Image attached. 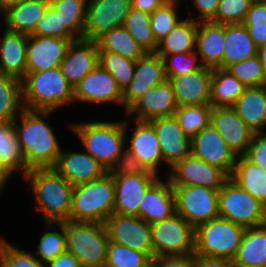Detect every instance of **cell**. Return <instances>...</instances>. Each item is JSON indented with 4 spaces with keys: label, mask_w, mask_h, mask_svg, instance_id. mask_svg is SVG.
Segmentation results:
<instances>
[{
    "label": "cell",
    "mask_w": 266,
    "mask_h": 267,
    "mask_svg": "<svg viewBox=\"0 0 266 267\" xmlns=\"http://www.w3.org/2000/svg\"><path fill=\"white\" fill-rule=\"evenodd\" d=\"M152 267H193V255L159 256L152 259Z\"/></svg>",
    "instance_id": "55"
},
{
    "label": "cell",
    "mask_w": 266,
    "mask_h": 267,
    "mask_svg": "<svg viewBox=\"0 0 266 267\" xmlns=\"http://www.w3.org/2000/svg\"><path fill=\"white\" fill-rule=\"evenodd\" d=\"M95 41L98 52L116 53L135 61L146 54L124 26L103 33Z\"/></svg>",
    "instance_id": "37"
},
{
    "label": "cell",
    "mask_w": 266,
    "mask_h": 267,
    "mask_svg": "<svg viewBox=\"0 0 266 267\" xmlns=\"http://www.w3.org/2000/svg\"><path fill=\"white\" fill-rule=\"evenodd\" d=\"M0 35V73L19 79L26 76V48L28 36L2 28Z\"/></svg>",
    "instance_id": "28"
},
{
    "label": "cell",
    "mask_w": 266,
    "mask_h": 267,
    "mask_svg": "<svg viewBox=\"0 0 266 267\" xmlns=\"http://www.w3.org/2000/svg\"><path fill=\"white\" fill-rule=\"evenodd\" d=\"M172 186L176 213L194 228L219 217L218 190L200 185Z\"/></svg>",
    "instance_id": "10"
},
{
    "label": "cell",
    "mask_w": 266,
    "mask_h": 267,
    "mask_svg": "<svg viewBox=\"0 0 266 267\" xmlns=\"http://www.w3.org/2000/svg\"><path fill=\"white\" fill-rule=\"evenodd\" d=\"M253 3L254 2H266V0H251Z\"/></svg>",
    "instance_id": "64"
},
{
    "label": "cell",
    "mask_w": 266,
    "mask_h": 267,
    "mask_svg": "<svg viewBox=\"0 0 266 267\" xmlns=\"http://www.w3.org/2000/svg\"><path fill=\"white\" fill-rule=\"evenodd\" d=\"M167 79L162 57L156 53H146L135 64L134 76L123 92V112L126 111L149 89Z\"/></svg>",
    "instance_id": "19"
},
{
    "label": "cell",
    "mask_w": 266,
    "mask_h": 267,
    "mask_svg": "<svg viewBox=\"0 0 266 267\" xmlns=\"http://www.w3.org/2000/svg\"><path fill=\"white\" fill-rule=\"evenodd\" d=\"M171 185H200L219 190L230 176L192 153L176 162L167 173Z\"/></svg>",
    "instance_id": "13"
},
{
    "label": "cell",
    "mask_w": 266,
    "mask_h": 267,
    "mask_svg": "<svg viewBox=\"0 0 266 267\" xmlns=\"http://www.w3.org/2000/svg\"><path fill=\"white\" fill-rule=\"evenodd\" d=\"M46 267H82L78 258L68 251L60 253L55 259L46 263Z\"/></svg>",
    "instance_id": "57"
},
{
    "label": "cell",
    "mask_w": 266,
    "mask_h": 267,
    "mask_svg": "<svg viewBox=\"0 0 266 267\" xmlns=\"http://www.w3.org/2000/svg\"><path fill=\"white\" fill-rule=\"evenodd\" d=\"M165 0H131V8L152 13L156 8L162 7Z\"/></svg>",
    "instance_id": "58"
},
{
    "label": "cell",
    "mask_w": 266,
    "mask_h": 267,
    "mask_svg": "<svg viewBox=\"0 0 266 267\" xmlns=\"http://www.w3.org/2000/svg\"><path fill=\"white\" fill-rule=\"evenodd\" d=\"M150 16V13L131 8L123 26L146 53H155L158 43L150 26Z\"/></svg>",
    "instance_id": "42"
},
{
    "label": "cell",
    "mask_w": 266,
    "mask_h": 267,
    "mask_svg": "<svg viewBox=\"0 0 266 267\" xmlns=\"http://www.w3.org/2000/svg\"><path fill=\"white\" fill-rule=\"evenodd\" d=\"M243 24L257 47L266 44V2H254Z\"/></svg>",
    "instance_id": "48"
},
{
    "label": "cell",
    "mask_w": 266,
    "mask_h": 267,
    "mask_svg": "<svg viewBox=\"0 0 266 267\" xmlns=\"http://www.w3.org/2000/svg\"><path fill=\"white\" fill-rule=\"evenodd\" d=\"M230 178L266 207L265 170L253 164L244 155H239Z\"/></svg>",
    "instance_id": "35"
},
{
    "label": "cell",
    "mask_w": 266,
    "mask_h": 267,
    "mask_svg": "<svg viewBox=\"0 0 266 267\" xmlns=\"http://www.w3.org/2000/svg\"><path fill=\"white\" fill-rule=\"evenodd\" d=\"M24 109L22 80L0 73V122L13 121Z\"/></svg>",
    "instance_id": "38"
},
{
    "label": "cell",
    "mask_w": 266,
    "mask_h": 267,
    "mask_svg": "<svg viewBox=\"0 0 266 267\" xmlns=\"http://www.w3.org/2000/svg\"><path fill=\"white\" fill-rule=\"evenodd\" d=\"M77 39L28 36L26 72H39L59 67L68 48Z\"/></svg>",
    "instance_id": "17"
},
{
    "label": "cell",
    "mask_w": 266,
    "mask_h": 267,
    "mask_svg": "<svg viewBox=\"0 0 266 267\" xmlns=\"http://www.w3.org/2000/svg\"><path fill=\"white\" fill-rule=\"evenodd\" d=\"M157 174L116 175L114 213L139 216V204L146 189L158 178Z\"/></svg>",
    "instance_id": "24"
},
{
    "label": "cell",
    "mask_w": 266,
    "mask_h": 267,
    "mask_svg": "<svg viewBox=\"0 0 266 267\" xmlns=\"http://www.w3.org/2000/svg\"><path fill=\"white\" fill-rule=\"evenodd\" d=\"M212 69L202 66L187 74L167 78L173 87L178 105L210 104Z\"/></svg>",
    "instance_id": "25"
},
{
    "label": "cell",
    "mask_w": 266,
    "mask_h": 267,
    "mask_svg": "<svg viewBox=\"0 0 266 267\" xmlns=\"http://www.w3.org/2000/svg\"><path fill=\"white\" fill-rule=\"evenodd\" d=\"M192 5L185 3L186 16L194 21H211L217 13L220 0H190ZM195 9V11H194ZM196 13H194V12ZM195 16V17H194Z\"/></svg>",
    "instance_id": "53"
},
{
    "label": "cell",
    "mask_w": 266,
    "mask_h": 267,
    "mask_svg": "<svg viewBox=\"0 0 266 267\" xmlns=\"http://www.w3.org/2000/svg\"><path fill=\"white\" fill-rule=\"evenodd\" d=\"M26 0H0V14L5 11L10 6H13L18 3H22Z\"/></svg>",
    "instance_id": "60"
},
{
    "label": "cell",
    "mask_w": 266,
    "mask_h": 267,
    "mask_svg": "<svg viewBox=\"0 0 266 267\" xmlns=\"http://www.w3.org/2000/svg\"><path fill=\"white\" fill-rule=\"evenodd\" d=\"M23 103L29 110H60L74 104V87L59 67L26 72L22 79ZM69 105V106H68Z\"/></svg>",
    "instance_id": "4"
},
{
    "label": "cell",
    "mask_w": 266,
    "mask_h": 267,
    "mask_svg": "<svg viewBox=\"0 0 266 267\" xmlns=\"http://www.w3.org/2000/svg\"><path fill=\"white\" fill-rule=\"evenodd\" d=\"M74 103L82 105L116 104L123 107V92L114 77L97 64L83 79L74 86Z\"/></svg>",
    "instance_id": "12"
},
{
    "label": "cell",
    "mask_w": 266,
    "mask_h": 267,
    "mask_svg": "<svg viewBox=\"0 0 266 267\" xmlns=\"http://www.w3.org/2000/svg\"><path fill=\"white\" fill-rule=\"evenodd\" d=\"M31 35L77 39L66 27H61L58 12L51 5L48 6L46 13L38 21Z\"/></svg>",
    "instance_id": "51"
},
{
    "label": "cell",
    "mask_w": 266,
    "mask_h": 267,
    "mask_svg": "<svg viewBox=\"0 0 266 267\" xmlns=\"http://www.w3.org/2000/svg\"><path fill=\"white\" fill-rule=\"evenodd\" d=\"M179 3L166 2L162 7L156 8L150 16V26L153 30L154 39L160 42L182 20Z\"/></svg>",
    "instance_id": "45"
},
{
    "label": "cell",
    "mask_w": 266,
    "mask_h": 267,
    "mask_svg": "<svg viewBox=\"0 0 266 267\" xmlns=\"http://www.w3.org/2000/svg\"><path fill=\"white\" fill-rule=\"evenodd\" d=\"M124 116L125 148L133 153L147 170L158 176L163 166L160 144L154 127L148 121H138ZM130 120V121H129ZM130 122L132 123V127ZM134 122V123H133ZM133 129L129 135V130ZM129 135V136H128ZM131 136V137H130Z\"/></svg>",
    "instance_id": "11"
},
{
    "label": "cell",
    "mask_w": 266,
    "mask_h": 267,
    "mask_svg": "<svg viewBox=\"0 0 266 267\" xmlns=\"http://www.w3.org/2000/svg\"><path fill=\"white\" fill-rule=\"evenodd\" d=\"M115 185L107 172L102 177L74 186L69 220L104 223L114 213Z\"/></svg>",
    "instance_id": "5"
},
{
    "label": "cell",
    "mask_w": 266,
    "mask_h": 267,
    "mask_svg": "<svg viewBox=\"0 0 266 267\" xmlns=\"http://www.w3.org/2000/svg\"><path fill=\"white\" fill-rule=\"evenodd\" d=\"M50 5L58 12L61 27H66L77 39H83L87 0H55Z\"/></svg>",
    "instance_id": "40"
},
{
    "label": "cell",
    "mask_w": 266,
    "mask_h": 267,
    "mask_svg": "<svg viewBox=\"0 0 266 267\" xmlns=\"http://www.w3.org/2000/svg\"><path fill=\"white\" fill-rule=\"evenodd\" d=\"M104 224L109 241L145 252L153 259L150 224L142 218L113 213Z\"/></svg>",
    "instance_id": "15"
},
{
    "label": "cell",
    "mask_w": 266,
    "mask_h": 267,
    "mask_svg": "<svg viewBox=\"0 0 266 267\" xmlns=\"http://www.w3.org/2000/svg\"><path fill=\"white\" fill-rule=\"evenodd\" d=\"M244 156L253 164L266 171V132L254 134Z\"/></svg>",
    "instance_id": "54"
},
{
    "label": "cell",
    "mask_w": 266,
    "mask_h": 267,
    "mask_svg": "<svg viewBox=\"0 0 266 267\" xmlns=\"http://www.w3.org/2000/svg\"><path fill=\"white\" fill-rule=\"evenodd\" d=\"M234 267H255V266H241V265H234Z\"/></svg>",
    "instance_id": "65"
},
{
    "label": "cell",
    "mask_w": 266,
    "mask_h": 267,
    "mask_svg": "<svg viewBox=\"0 0 266 267\" xmlns=\"http://www.w3.org/2000/svg\"><path fill=\"white\" fill-rule=\"evenodd\" d=\"M233 262L234 265L266 267V223L245 229Z\"/></svg>",
    "instance_id": "33"
},
{
    "label": "cell",
    "mask_w": 266,
    "mask_h": 267,
    "mask_svg": "<svg viewBox=\"0 0 266 267\" xmlns=\"http://www.w3.org/2000/svg\"><path fill=\"white\" fill-rule=\"evenodd\" d=\"M53 113H56L55 110L25 108L13 120L25 162L30 170L53 168L62 150L56 132L49 124Z\"/></svg>",
    "instance_id": "1"
},
{
    "label": "cell",
    "mask_w": 266,
    "mask_h": 267,
    "mask_svg": "<svg viewBox=\"0 0 266 267\" xmlns=\"http://www.w3.org/2000/svg\"><path fill=\"white\" fill-rule=\"evenodd\" d=\"M173 87L168 79L149 89L125 113L131 119L150 121L159 117L174 116L178 107Z\"/></svg>",
    "instance_id": "18"
},
{
    "label": "cell",
    "mask_w": 266,
    "mask_h": 267,
    "mask_svg": "<svg viewBox=\"0 0 266 267\" xmlns=\"http://www.w3.org/2000/svg\"><path fill=\"white\" fill-rule=\"evenodd\" d=\"M193 267H234L229 259L193 254Z\"/></svg>",
    "instance_id": "56"
},
{
    "label": "cell",
    "mask_w": 266,
    "mask_h": 267,
    "mask_svg": "<svg viewBox=\"0 0 266 267\" xmlns=\"http://www.w3.org/2000/svg\"><path fill=\"white\" fill-rule=\"evenodd\" d=\"M160 56L164 63L167 78L187 74L203 66L196 51Z\"/></svg>",
    "instance_id": "49"
},
{
    "label": "cell",
    "mask_w": 266,
    "mask_h": 267,
    "mask_svg": "<svg viewBox=\"0 0 266 267\" xmlns=\"http://www.w3.org/2000/svg\"><path fill=\"white\" fill-rule=\"evenodd\" d=\"M225 25L213 21L197 22L195 51L203 66L223 68Z\"/></svg>",
    "instance_id": "27"
},
{
    "label": "cell",
    "mask_w": 266,
    "mask_h": 267,
    "mask_svg": "<svg viewBox=\"0 0 266 267\" xmlns=\"http://www.w3.org/2000/svg\"><path fill=\"white\" fill-rule=\"evenodd\" d=\"M68 122L83 150L97 160L107 172L125 149L124 119Z\"/></svg>",
    "instance_id": "3"
},
{
    "label": "cell",
    "mask_w": 266,
    "mask_h": 267,
    "mask_svg": "<svg viewBox=\"0 0 266 267\" xmlns=\"http://www.w3.org/2000/svg\"><path fill=\"white\" fill-rule=\"evenodd\" d=\"M166 178V179H165ZM159 176L144 192L139 217L151 224L176 213L175 193L168 178Z\"/></svg>",
    "instance_id": "22"
},
{
    "label": "cell",
    "mask_w": 266,
    "mask_h": 267,
    "mask_svg": "<svg viewBox=\"0 0 266 267\" xmlns=\"http://www.w3.org/2000/svg\"><path fill=\"white\" fill-rule=\"evenodd\" d=\"M98 64L114 77L124 92L134 76L136 61L116 53L98 52Z\"/></svg>",
    "instance_id": "43"
},
{
    "label": "cell",
    "mask_w": 266,
    "mask_h": 267,
    "mask_svg": "<svg viewBox=\"0 0 266 267\" xmlns=\"http://www.w3.org/2000/svg\"><path fill=\"white\" fill-rule=\"evenodd\" d=\"M43 224L44 232L39 236L36 250L32 253L40 262L46 264L66 251V236L61 222H43Z\"/></svg>",
    "instance_id": "39"
},
{
    "label": "cell",
    "mask_w": 266,
    "mask_h": 267,
    "mask_svg": "<svg viewBox=\"0 0 266 267\" xmlns=\"http://www.w3.org/2000/svg\"><path fill=\"white\" fill-rule=\"evenodd\" d=\"M148 122L156 132L163 166L166 164L168 168L166 173H168L169 168L191 153V139L185 134L174 116L159 117Z\"/></svg>",
    "instance_id": "20"
},
{
    "label": "cell",
    "mask_w": 266,
    "mask_h": 267,
    "mask_svg": "<svg viewBox=\"0 0 266 267\" xmlns=\"http://www.w3.org/2000/svg\"><path fill=\"white\" fill-rule=\"evenodd\" d=\"M211 124L237 155H244L255 132L232 107H212Z\"/></svg>",
    "instance_id": "21"
},
{
    "label": "cell",
    "mask_w": 266,
    "mask_h": 267,
    "mask_svg": "<svg viewBox=\"0 0 266 267\" xmlns=\"http://www.w3.org/2000/svg\"><path fill=\"white\" fill-rule=\"evenodd\" d=\"M150 229L153 258L194 254L195 228L177 213L151 223Z\"/></svg>",
    "instance_id": "9"
},
{
    "label": "cell",
    "mask_w": 266,
    "mask_h": 267,
    "mask_svg": "<svg viewBox=\"0 0 266 267\" xmlns=\"http://www.w3.org/2000/svg\"><path fill=\"white\" fill-rule=\"evenodd\" d=\"M262 86H263L264 89L266 90V69H265L264 81H263Z\"/></svg>",
    "instance_id": "63"
},
{
    "label": "cell",
    "mask_w": 266,
    "mask_h": 267,
    "mask_svg": "<svg viewBox=\"0 0 266 267\" xmlns=\"http://www.w3.org/2000/svg\"><path fill=\"white\" fill-rule=\"evenodd\" d=\"M218 210L219 217L245 228L266 223V207L231 178L218 190Z\"/></svg>",
    "instance_id": "8"
},
{
    "label": "cell",
    "mask_w": 266,
    "mask_h": 267,
    "mask_svg": "<svg viewBox=\"0 0 266 267\" xmlns=\"http://www.w3.org/2000/svg\"><path fill=\"white\" fill-rule=\"evenodd\" d=\"M191 153L206 163L223 169L229 176L233 173L238 157L212 124L191 139Z\"/></svg>",
    "instance_id": "16"
},
{
    "label": "cell",
    "mask_w": 266,
    "mask_h": 267,
    "mask_svg": "<svg viewBox=\"0 0 266 267\" xmlns=\"http://www.w3.org/2000/svg\"><path fill=\"white\" fill-rule=\"evenodd\" d=\"M53 168L73 186L93 181L107 173L86 151H67L63 147Z\"/></svg>",
    "instance_id": "23"
},
{
    "label": "cell",
    "mask_w": 266,
    "mask_h": 267,
    "mask_svg": "<svg viewBox=\"0 0 266 267\" xmlns=\"http://www.w3.org/2000/svg\"><path fill=\"white\" fill-rule=\"evenodd\" d=\"M184 17L165 38L158 42L156 54L172 55L195 51L197 21L185 15Z\"/></svg>",
    "instance_id": "36"
},
{
    "label": "cell",
    "mask_w": 266,
    "mask_h": 267,
    "mask_svg": "<svg viewBox=\"0 0 266 267\" xmlns=\"http://www.w3.org/2000/svg\"><path fill=\"white\" fill-rule=\"evenodd\" d=\"M50 3L45 0H26L10 6L0 14L6 30L31 35Z\"/></svg>",
    "instance_id": "29"
},
{
    "label": "cell",
    "mask_w": 266,
    "mask_h": 267,
    "mask_svg": "<svg viewBox=\"0 0 266 267\" xmlns=\"http://www.w3.org/2000/svg\"><path fill=\"white\" fill-rule=\"evenodd\" d=\"M210 104L179 105L174 113L180 127L192 139L203 128L211 124Z\"/></svg>",
    "instance_id": "41"
},
{
    "label": "cell",
    "mask_w": 266,
    "mask_h": 267,
    "mask_svg": "<svg viewBox=\"0 0 266 267\" xmlns=\"http://www.w3.org/2000/svg\"><path fill=\"white\" fill-rule=\"evenodd\" d=\"M165 1L169 3H179V4H182V1H184V3L187 2V0H165Z\"/></svg>",
    "instance_id": "62"
},
{
    "label": "cell",
    "mask_w": 266,
    "mask_h": 267,
    "mask_svg": "<svg viewBox=\"0 0 266 267\" xmlns=\"http://www.w3.org/2000/svg\"><path fill=\"white\" fill-rule=\"evenodd\" d=\"M0 163L12 175L20 173L22 180L30 170L25 162L13 121L0 122Z\"/></svg>",
    "instance_id": "32"
},
{
    "label": "cell",
    "mask_w": 266,
    "mask_h": 267,
    "mask_svg": "<svg viewBox=\"0 0 266 267\" xmlns=\"http://www.w3.org/2000/svg\"><path fill=\"white\" fill-rule=\"evenodd\" d=\"M245 227L217 217L195 228V254L234 260Z\"/></svg>",
    "instance_id": "7"
},
{
    "label": "cell",
    "mask_w": 266,
    "mask_h": 267,
    "mask_svg": "<svg viewBox=\"0 0 266 267\" xmlns=\"http://www.w3.org/2000/svg\"><path fill=\"white\" fill-rule=\"evenodd\" d=\"M86 267H105V266H86Z\"/></svg>",
    "instance_id": "67"
},
{
    "label": "cell",
    "mask_w": 266,
    "mask_h": 267,
    "mask_svg": "<svg viewBox=\"0 0 266 267\" xmlns=\"http://www.w3.org/2000/svg\"><path fill=\"white\" fill-rule=\"evenodd\" d=\"M258 47L243 23L225 24L223 68L257 55Z\"/></svg>",
    "instance_id": "31"
},
{
    "label": "cell",
    "mask_w": 266,
    "mask_h": 267,
    "mask_svg": "<svg viewBox=\"0 0 266 267\" xmlns=\"http://www.w3.org/2000/svg\"><path fill=\"white\" fill-rule=\"evenodd\" d=\"M98 64L96 41L77 39L71 43L59 68L74 87Z\"/></svg>",
    "instance_id": "26"
},
{
    "label": "cell",
    "mask_w": 266,
    "mask_h": 267,
    "mask_svg": "<svg viewBox=\"0 0 266 267\" xmlns=\"http://www.w3.org/2000/svg\"><path fill=\"white\" fill-rule=\"evenodd\" d=\"M105 267H152V258L145 252L109 241Z\"/></svg>",
    "instance_id": "44"
},
{
    "label": "cell",
    "mask_w": 266,
    "mask_h": 267,
    "mask_svg": "<svg viewBox=\"0 0 266 267\" xmlns=\"http://www.w3.org/2000/svg\"><path fill=\"white\" fill-rule=\"evenodd\" d=\"M13 175L0 163V195L3 194V190L7 187L8 181L11 180Z\"/></svg>",
    "instance_id": "59"
},
{
    "label": "cell",
    "mask_w": 266,
    "mask_h": 267,
    "mask_svg": "<svg viewBox=\"0 0 266 267\" xmlns=\"http://www.w3.org/2000/svg\"><path fill=\"white\" fill-rule=\"evenodd\" d=\"M227 70L246 86L263 84L265 69L258 54L230 65Z\"/></svg>",
    "instance_id": "47"
},
{
    "label": "cell",
    "mask_w": 266,
    "mask_h": 267,
    "mask_svg": "<svg viewBox=\"0 0 266 267\" xmlns=\"http://www.w3.org/2000/svg\"><path fill=\"white\" fill-rule=\"evenodd\" d=\"M244 85L225 68H213L211 75L210 105L232 107L244 92Z\"/></svg>",
    "instance_id": "34"
},
{
    "label": "cell",
    "mask_w": 266,
    "mask_h": 267,
    "mask_svg": "<svg viewBox=\"0 0 266 267\" xmlns=\"http://www.w3.org/2000/svg\"><path fill=\"white\" fill-rule=\"evenodd\" d=\"M252 3L251 0H220L216 16L211 21L223 25L243 23Z\"/></svg>",
    "instance_id": "50"
},
{
    "label": "cell",
    "mask_w": 266,
    "mask_h": 267,
    "mask_svg": "<svg viewBox=\"0 0 266 267\" xmlns=\"http://www.w3.org/2000/svg\"><path fill=\"white\" fill-rule=\"evenodd\" d=\"M232 108L253 132H266V90L262 85L246 86Z\"/></svg>",
    "instance_id": "30"
},
{
    "label": "cell",
    "mask_w": 266,
    "mask_h": 267,
    "mask_svg": "<svg viewBox=\"0 0 266 267\" xmlns=\"http://www.w3.org/2000/svg\"><path fill=\"white\" fill-rule=\"evenodd\" d=\"M131 0H87L83 39L95 41L103 33L124 25Z\"/></svg>",
    "instance_id": "14"
},
{
    "label": "cell",
    "mask_w": 266,
    "mask_h": 267,
    "mask_svg": "<svg viewBox=\"0 0 266 267\" xmlns=\"http://www.w3.org/2000/svg\"><path fill=\"white\" fill-rule=\"evenodd\" d=\"M257 54L260 58L262 65L264 66V69H266V44L258 47Z\"/></svg>",
    "instance_id": "61"
},
{
    "label": "cell",
    "mask_w": 266,
    "mask_h": 267,
    "mask_svg": "<svg viewBox=\"0 0 266 267\" xmlns=\"http://www.w3.org/2000/svg\"><path fill=\"white\" fill-rule=\"evenodd\" d=\"M30 187L35 211L41 214L43 222L69 220L74 186L54 168H35L23 177Z\"/></svg>",
    "instance_id": "2"
},
{
    "label": "cell",
    "mask_w": 266,
    "mask_h": 267,
    "mask_svg": "<svg viewBox=\"0 0 266 267\" xmlns=\"http://www.w3.org/2000/svg\"><path fill=\"white\" fill-rule=\"evenodd\" d=\"M0 267H46L28 250L11 244L0 235Z\"/></svg>",
    "instance_id": "46"
},
{
    "label": "cell",
    "mask_w": 266,
    "mask_h": 267,
    "mask_svg": "<svg viewBox=\"0 0 266 267\" xmlns=\"http://www.w3.org/2000/svg\"><path fill=\"white\" fill-rule=\"evenodd\" d=\"M66 251L75 255L82 267L105 266L109 244L104 223L62 221Z\"/></svg>",
    "instance_id": "6"
},
{
    "label": "cell",
    "mask_w": 266,
    "mask_h": 267,
    "mask_svg": "<svg viewBox=\"0 0 266 267\" xmlns=\"http://www.w3.org/2000/svg\"><path fill=\"white\" fill-rule=\"evenodd\" d=\"M109 173L116 175H138V174H155L146 169V167L126 148L123 150L114 166Z\"/></svg>",
    "instance_id": "52"
},
{
    "label": "cell",
    "mask_w": 266,
    "mask_h": 267,
    "mask_svg": "<svg viewBox=\"0 0 266 267\" xmlns=\"http://www.w3.org/2000/svg\"><path fill=\"white\" fill-rule=\"evenodd\" d=\"M45 1L48 3H51L52 1H55V0H45Z\"/></svg>",
    "instance_id": "66"
}]
</instances>
